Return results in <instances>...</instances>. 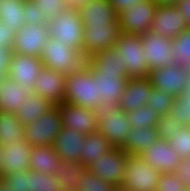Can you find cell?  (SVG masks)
I'll return each mask as SVG.
<instances>
[{
	"instance_id": "obj_8",
	"label": "cell",
	"mask_w": 190,
	"mask_h": 191,
	"mask_svg": "<svg viewBox=\"0 0 190 191\" xmlns=\"http://www.w3.org/2000/svg\"><path fill=\"white\" fill-rule=\"evenodd\" d=\"M157 4L153 0H141L118 13L122 33L143 35L150 32Z\"/></svg>"
},
{
	"instance_id": "obj_49",
	"label": "cell",
	"mask_w": 190,
	"mask_h": 191,
	"mask_svg": "<svg viewBox=\"0 0 190 191\" xmlns=\"http://www.w3.org/2000/svg\"><path fill=\"white\" fill-rule=\"evenodd\" d=\"M175 6L181 11L190 28V0H180Z\"/></svg>"
},
{
	"instance_id": "obj_42",
	"label": "cell",
	"mask_w": 190,
	"mask_h": 191,
	"mask_svg": "<svg viewBox=\"0 0 190 191\" xmlns=\"http://www.w3.org/2000/svg\"><path fill=\"white\" fill-rule=\"evenodd\" d=\"M10 190L13 191H30V171L17 172L14 175L2 176L1 178Z\"/></svg>"
},
{
	"instance_id": "obj_7",
	"label": "cell",
	"mask_w": 190,
	"mask_h": 191,
	"mask_svg": "<svg viewBox=\"0 0 190 191\" xmlns=\"http://www.w3.org/2000/svg\"><path fill=\"white\" fill-rule=\"evenodd\" d=\"M161 174L140 155H129L120 185L130 191H156Z\"/></svg>"
},
{
	"instance_id": "obj_26",
	"label": "cell",
	"mask_w": 190,
	"mask_h": 191,
	"mask_svg": "<svg viewBox=\"0 0 190 191\" xmlns=\"http://www.w3.org/2000/svg\"><path fill=\"white\" fill-rule=\"evenodd\" d=\"M85 166L81 162L59 160L54 176L61 191H74L78 183L85 179Z\"/></svg>"
},
{
	"instance_id": "obj_13",
	"label": "cell",
	"mask_w": 190,
	"mask_h": 191,
	"mask_svg": "<svg viewBox=\"0 0 190 191\" xmlns=\"http://www.w3.org/2000/svg\"><path fill=\"white\" fill-rule=\"evenodd\" d=\"M128 157L129 155L123 149L114 147L109 152L104 153L88 170L112 185H119L123 178Z\"/></svg>"
},
{
	"instance_id": "obj_41",
	"label": "cell",
	"mask_w": 190,
	"mask_h": 191,
	"mask_svg": "<svg viewBox=\"0 0 190 191\" xmlns=\"http://www.w3.org/2000/svg\"><path fill=\"white\" fill-rule=\"evenodd\" d=\"M184 183L174 173H163L157 184L156 191H189Z\"/></svg>"
},
{
	"instance_id": "obj_36",
	"label": "cell",
	"mask_w": 190,
	"mask_h": 191,
	"mask_svg": "<svg viewBox=\"0 0 190 191\" xmlns=\"http://www.w3.org/2000/svg\"><path fill=\"white\" fill-rule=\"evenodd\" d=\"M174 99L172 95L153 88L146 105L156 111L159 117H163L170 112Z\"/></svg>"
},
{
	"instance_id": "obj_28",
	"label": "cell",
	"mask_w": 190,
	"mask_h": 191,
	"mask_svg": "<svg viewBox=\"0 0 190 191\" xmlns=\"http://www.w3.org/2000/svg\"><path fill=\"white\" fill-rule=\"evenodd\" d=\"M114 147L109 141L97 130L86 134L83 141V153L80 154V162L89 168L96 162L104 153L109 152Z\"/></svg>"
},
{
	"instance_id": "obj_47",
	"label": "cell",
	"mask_w": 190,
	"mask_h": 191,
	"mask_svg": "<svg viewBox=\"0 0 190 191\" xmlns=\"http://www.w3.org/2000/svg\"><path fill=\"white\" fill-rule=\"evenodd\" d=\"M174 173L190 189V157L182 159Z\"/></svg>"
},
{
	"instance_id": "obj_31",
	"label": "cell",
	"mask_w": 190,
	"mask_h": 191,
	"mask_svg": "<svg viewBox=\"0 0 190 191\" xmlns=\"http://www.w3.org/2000/svg\"><path fill=\"white\" fill-rule=\"evenodd\" d=\"M25 139L24 126L15 113L0 111V145L8 146Z\"/></svg>"
},
{
	"instance_id": "obj_17",
	"label": "cell",
	"mask_w": 190,
	"mask_h": 191,
	"mask_svg": "<svg viewBox=\"0 0 190 191\" xmlns=\"http://www.w3.org/2000/svg\"><path fill=\"white\" fill-rule=\"evenodd\" d=\"M147 164L160 173L175 172L177 165L182 161L178 152L169 145V142L158 138L157 141L140 154Z\"/></svg>"
},
{
	"instance_id": "obj_10",
	"label": "cell",
	"mask_w": 190,
	"mask_h": 191,
	"mask_svg": "<svg viewBox=\"0 0 190 191\" xmlns=\"http://www.w3.org/2000/svg\"><path fill=\"white\" fill-rule=\"evenodd\" d=\"M149 78L153 88L177 98L190 82V67L180 64L159 67L150 71Z\"/></svg>"
},
{
	"instance_id": "obj_14",
	"label": "cell",
	"mask_w": 190,
	"mask_h": 191,
	"mask_svg": "<svg viewBox=\"0 0 190 191\" xmlns=\"http://www.w3.org/2000/svg\"><path fill=\"white\" fill-rule=\"evenodd\" d=\"M187 28L189 25L176 6L157 5L150 28L151 33L160 34L173 40Z\"/></svg>"
},
{
	"instance_id": "obj_23",
	"label": "cell",
	"mask_w": 190,
	"mask_h": 191,
	"mask_svg": "<svg viewBox=\"0 0 190 191\" xmlns=\"http://www.w3.org/2000/svg\"><path fill=\"white\" fill-rule=\"evenodd\" d=\"M77 11L82 23L118 22V13L110 0H88Z\"/></svg>"
},
{
	"instance_id": "obj_45",
	"label": "cell",
	"mask_w": 190,
	"mask_h": 191,
	"mask_svg": "<svg viewBox=\"0 0 190 191\" xmlns=\"http://www.w3.org/2000/svg\"><path fill=\"white\" fill-rule=\"evenodd\" d=\"M16 32L15 29L0 21V46L12 48Z\"/></svg>"
},
{
	"instance_id": "obj_51",
	"label": "cell",
	"mask_w": 190,
	"mask_h": 191,
	"mask_svg": "<svg viewBox=\"0 0 190 191\" xmlns=\"http://www.w3.org/2000/svg\"><path fill=\"white\" fill-rule=\"evenodd\" d=\"M157 5H173L175 6L180 0H153Z\"/></svg>"
},
{
	"instance_id": "obj_33",
	"label": "cell",
	"mask_w": 190,
	"mask_h": 191,
	"mask_svg": "<svg viewBox=\"0 0 190 191\" xmlns=\"http://www.w3.org/2000/svg\"><path fill=\"white\" fill-rule=\"evenodd\" d=\"M170 113L173 114V119L179 123L190 126V82L184 91L173 100Z\"/></svg>"
},
{
	"instance_id": "obj_22",
	"label": "cell",
	"mask_w": 190,
	"mask_h": 191,
	"mask_svg": "<svg viewBox=\"0 0 190 191\" xmlns=\"http://www.w3.org/2000/svg\"><path fill=\"white\" fill-rule=\"evenodd\" d=\"M85 137V134L62 127L53 144L56 154L62 160L80 162Z\"/></svg>"
},
{
	"instance_id": "obj_29",
	"label": "cell",
	"mask_w": 190,
	"mask_h": 191,
	"mask_svg": "<svg viewBox=\"0 0 190 191\" xmlns=\"http://www.w3.org/2000/svg\"><path fill=\"white\" fill-rule=\"evenodd\" d=\"M158 138L156 128L133 127L121 149L128 155H140L149 149Z\"/></svg>"
},
{
	"instance_id": "obj_9",
	"label": "cell",
	"mask_w": 190,
	"mask_h": 191,
	"mask_svg": "<svg viewBox=\"0 0 190 191\" xmlns=\"http://www.w3.org/2000/svg\"><path fill=\"white\" fill-rule=\"evenodd\" d=\"M83 56L87 59L95 53L113 48L121 33L119 22L83 23Z\"/></svg>"
},
{
	"instance_id": "obj_21",
	"label": "cell",
	"mask_w": 190,
	"mask_h": 191,
	"mask_svg": "<svg viewBox=\"0 0 190 191\" xmlns=\"http://www.w3.org/2000/svg\"><path fill=\"white\" fill-rule=\"evenodd\" d=\"M153 86L149 77L129 78L121 97L119 108L130 113L145 106L149 100V93Z\"/></svg>"
},
{
	"instance_id": "obj_40",
	"label": "cell",
	"mask_w": 190,
	"mask_h": 191,
	"mask_svg": "<svg viewBox=\"0 0 190 191\" xmlns=\"http://www.w3.org/2000/svg\"><path fill=\"white\" fill-rule=\"evenodd\" d=\"M184 125L173 119L172 113H167L163 117H160L157 125V135L159 138L168 141L173 137L175 131L182 129Z\"/></svg>"
},
{
	"instance_id": "obj_46",
	"label": "cell",
	"mask_w": 190,
	"mask_h": 191,
	"mask_svg": "<svg viewBox=\"0 0 190 191\" xmlns=\"http://www.w3.org/2000/svg\"><path fill=\"white\" fill-rule=\"evenodd\" d=\"M12 55V48L0 46V78L8 77L9 65L12 59Z\"/></svg>"
},
{
	"instance_id": "obj_43",
	"label": "cell",
	"mask_w": 190,
	"mask_h": 191,
	"mask_svg": "<svg viewBox=\"0 0 190 191\" xmlns=\"http://www.w3.org/2000/svg\"><path fill=\"white\" fill-rule=\"evenodd\" d=\"M39 4L40 10L44 12V16L47 20L55 17L58 13H62L66 10V0H33Z\"/></svg>"
},
{
	"instance_id": "obj_32",
	"label": "cell",
	"mask_w": 190,
	"mask_h": 191,
	"mask_svg": "<svg viewBox=\"0 0 190 191\" xmlns=\"http://www.w3.org/2000/svg\"><path fill=\"white\" fill-rule=\"evenodd\" d=\"M26 0H0V21L18 31L25 25Z\"/></svg>"
},
{
	"instance_id": "obj_53",
	"label": "cell",
	"mask_w": 190,
	"mask_h": 191,
	"mask_svg": "<svg viewBox=\"0 0 190 191\" xmlns=\"http://www.w3.org/2000/svg\"><path fill=\"white\" fill-rule=\"evenodd\" d=\"M0 191H13V190H10V187H8L7 184L2 179H0Z\"/></svg>"
},
{
	"instance_id": "obj_12",
	"label": "cell",
	"mask_w": 190,
	"mask_h": 191,
	"mask_svg": "<svg viewBox=\"0 0 190 191\" xmlns=\"http://www.w3.org/2000/svg\"><path fill=\"white\" fill-rule=\"evenodd\" d=\"M141 38L144 48L142 54L150 70L177 64L173 55L172 39L151 32L141 35Z\"/></svg>"
},
{
	"instance_id": "obj_3",
	"label": "cell",
	"mask_w": 190,
	"mask_h": 191,
	"mask_svg": "<svg viewBox=\"0 0 190 191\" xmlns=\"http://www.w3.org/2000/svg\"><path fill=\"white\" fill-rule=\"evenodd\" d=\"M47 24L50 38L61 40L83 55L84 26L76 8H67Z\"/></svg>"
},
{
	"instance_id": "obj_37",
	"label": "cell",
	"mask_w": 190,
	"mask_h": 191,
	"mask_svg": "<svg viewBox=\"0 0 190 191\" xmlns=\"http://www.w3.org/2000/svg\"><path fill=\"white\" fill-rule=\"evenodd\" d=\"M30 191H61L54 175L30 170Z\"/></svg>"
},
{
	"instance_id": "obj_20",
	"label": "cell",
	"mask_w": 190,
	"mask_h": 191,
	"mask_svg": "<svg viewBox=\"0 0 190 191\" xmlns=\"http://www.w3.org/2000/svg\"><path fill=\"white\" fill-rule=\"evenodd\" d=\"M98 82L99 94L102 98V107H119L121 97L128 82L126 74L102 73L91 70Z\"/></svg>"
},
{
	"instance_id": "obj_48",
	"label": "cell",
	"mask_w": 190,
	"mask_h": 191,
	"mask_svg": "<svg viewBox=\"0 0 190 191\" xmlns=\"http://www.w3.org/2000/svg\"><path fill=\"white\" fill-rule=\"evenodd\" d=\"M141 0H110V3L114 7L117 13H120L122 10L130 7L131 5L139 2Z\"/></svg>"
},
{
	"instance_id": "obj_39",
	"label": "cell",
	"mask_w": 190,
	"mask_h": 191,
	"mask_svg": "<svg viewBox=\"0 0 190 191\" xmlns=\"http://www.w3.org/2000/svg\"><path fill=\"white\" fill-rule=\"evenodd\" d=\"M113 185L85 168V179L78 183L74 191H111Z\"/></svg>"
},
{
	"instance_id": "obj_35",
	"label": "cell",
	"mask_w": 190,
	"mask_h": 191,
	"mask_svg": "<svg viewBox=\"0 0 190 191\" xmlns=\"http://www.w3.org/2000/svg\"><path fill=\"white\" fill-rule=\"evenodd\" d=\"M172 50L177 64L190 67V28L172 40Z\"/></svg>"
},
{
	"instance_id": "obj_38",
	"label": "cell",
	"mask_w": 190,
	"mask_h": 191,
	"mask_svg": "<svg viewBox=\"0 0 190 191\" xmlns=\"http://www.w3.org/2000/svg\"><path fill=\"white\" fill-rule=\"evenodd\" d=\"M169 145L173 147L182 159L190 157V126H184L175 131L173 137L168 140Z\"/></svg>"
},
{
	"instance_id": "obj_25",
	"label": "cell",
	"mask_w": 190,
	"mask_h": 191,
	"mask_svg": "<svg viewBox=\"0 0 190 191\" xmlns=\"http://www.w3.org/2000/svg\"><path fill=\"white\" fill-rule=\"evenodd\" d=\"M85 64L91 70H99L102 73L126 74L125 63L114 47L89 56Z\"/></svg>"
},
{
	"instance_id": "obj_11",
	"label": "cell",
	"mask_w": 190,
	"mask_h": 191,
	"mask_svg": "<svg viewBox=\"0 0 190 191\" xmlns=\"http://www.w3.org/2000/svg\"><path fill=\"white\" fill-rule=\"evenodd\" d=\"M49 38L47 23L25 24L16 32L12 50L26 56L40 57Z\"/></svg>"
},
{
	"instance_id": "obj_16",
	"label": "cell",
	"mask_w": 190,
	"mask_h": 191,
	"mask_svg": "<svg viewBox=\"0 0 190 191\" xmlns=\"http://www.w3.org/2000/svg\"><path fill=\"white\" fill-rule=\"evenodd\" d=\"M44 65L40 57L26 56L13 52L8 77L24 89H33Z\"/></svg>"
},
{
	"instance_id": "obj_18",
	"label": "cell",
	"mask_w": 190,
	"mask_h": 191,
	"mask_svg": "<svg viewBox=\"0 0 190 191\" xmlns=\"http://www.w3.org/2000/svg\"><path fill=\"white\" fill-rule=\"evenodd\" d=\"M32 147L26 139L20 142L2 146V176L14 175L19 172L30 171V157Z\"/></svg>"
},
{
	"instance_id": "obj_54",
	"label": "cell",
	"mask_w": 190,
	"mask_h": 191,
	"mask_svg": "<svg viewBox=\"0 0 190 191\" xmlns=\"http://www.w3.org/2000/svg\"><path fill=\"white\" fill-rule=\"evenodd\" d=\"M2 146L0 145V179L2 178V169H1V165H2Z\"/></svg>"
},
{
	"instance_id": "obj_50",
	"label": "cell",
	"mask_w": 190,
	"mask_h": 191,
	"mask_svg": "<svg viewBox=\"0 0 190 191\" xmlns=\"http://www.w3.org/2000/svg\"><path fill=\"white\" fill-rule=\"evenodd\" d=\"M88 0H66V4L68 8H78L82 4L86 3Z\"/></svg>"
},
{
	"instance_id": "obj_24",
	"label": "cell",
	"mask_w": 190,
	"mask_h": 191,
	"mask_svg": "<svg viewBox=\"0 0 190 191\" xmlns=\"http://www.w3.org/2000/svg\"><path fill=\"white\" fill-rule=\"evenodd\" d=\"M33 89H24L9 77L0 78V111L14 113Z\"/></svg>"
},
{
	"instance_id": "obj_52",
	"label": "cell",
	"mask_w": 190,
	"mask_h": 191,
	"mask_svg": "<svg viewBox=\"0 0 190 191\" xmlns=\"http://www.w3.org/2000/svg\"><path fill=\"white\" fill-rule=\"evenodd\" d=\"M111 191H130L126 186L122 185H113Z\"/></svg>"
},
{
	"instance_id": "obj_15",
	"label": "cell",
	"mask_w": 190,
	"mask_h": 191,
	"mask_svg": "<svg viewBox=\"0 0 190 191\" xmlns=\"http://www.w3.org/2000/svg\"><path fill=\"white\" fill-rule=\"evenodd\" d=\"M58 106L62 127L71 128L85 135L98 130L97 111L75 106L67 102L58 104Z\"/></svg>"
},
{
	"instance_id": "obj_1",
	"label": "cell",
	"mask_w": 190,
	"mask_h": 191,
	"mask_svg": "<svg viewBox=\"0 0 190 191\" xmlns=\"http://www.w3.org/2000/svg\"><path fill=\"white\" fill-rule=\"evenodd\" d=\"M64 102L95 111L102 108L98 82L86 64L79 70L66 75Z\"/></svg>"
},
{
	"instance_id": "obj_44",
	"label": "cell",
	"mask_w": 190,
	"mask_h": 191,
	"mask_svg": "<svg viewBox=\"0 0 190 191\" xmlns=\"http://www.w3.org/2000/svg\"><path fill=\"white\" fill-rule=\"evenodd\" d=\"M39 8V4L33 0H26L24 7L25 24L34 25L37 23H47L48 20L44 16V12Z\"/></svg>"
},
{
	"instance_id": "obj_6",
	"label": "cell",
	"mask_w": 190,
	"mask_h": 191,
	"mask_svg": "<svg viewBox=\"0 0 190 191\" xmlns=\"http://www.w3.org/2000/svg\"><path fill=\"white\" fill-rule=\"evenodd\" d=\"M62 128L59 106L54 105L31 124L24 126V137L32 148L51 146Z\"/></svg>"
},
{
	"instance_id": "obj_5",
	"label": "cell",
	"mask_w": 190,
	"mask_h": 191,
	"mask_svg": "<svg viewBox=\"0 0 190 191\" xmlns=\"http://www.w3.org/2000/svg\"><path fill=\"white\" fill-rule=\"evenodd\" d=\"M97 115L98 131L113 147L121 148L133 128L128 113L119 107H102Z\"/></svg>"
},
{
	"instance_id": "obj_2",
	"label": "cell",
	"mask_w": 190,
	"mask_h": 191,
	"mask_svg": "<svg viewBox=\"0 0 190 191\" xmlns=\"http://www.w3.org/2000/svg\"><path fill=\"white\" fill-rule=\"evenodd\" d=\"M45 68L68 75L79 70L86 58L61 40L49 38L40 56Z\"/></svg>"
},
{
	"instance_id": "obj_27",
	"label": "cell",
	"mask_w": 190,
	"mask_h": 191,
	"mask_svg": "<svg viewBox=\"0 0 190 191\" xmlns=\"http://www.w3.org/2000/svg\"><path fill=\"white\" fill-rule=\"evenodd\" d=\"M24 101L14 112L23 126L33 123L38 117L54 106L49 100L34 92L26 96Z\"/></svg>"
},
{
	"instance_id": "obj_30",
	"label": "cell",
	"mask_w": 190,
	"mask_h": 191,
	"mask_svg": "<svg viewBox=\"0 0 190 191\" xmlns=\"http://www.w3.org/2000/svg\"><path fill=\"white\" fill-rule=\"evenodd\" d=\"M59 160L53 145L34 147L32 148L29 167L33 172L54 175L58 169Z\"/></svg>"
},
{
	"instance_id": "obj_34",
	"label": "cell",
	"mask_w": 190,
	"mask_h": 191,
	"mask_svg": "<svg viewBox=\"0 0 190 191\" xmlns=\"http://www.w3.org/2000/svg\"><path fill=\"white\" fill-rule=\"evenodd\" d=\"M129 121L132 127H142L143 129L156 128L160 119L156 111L145 105L128 113Z\"/></svg>"
},
{
	"instance_id": "obj_19",
	"label": "cell",
	"mask_w": 190,
	"mask_h": 191,
	"mask_svg": "<svg viewBox=\"0 0 190 191\" xmlns=\"http://www.w3.org/2000/svg\"><path fill=\"white\" fill-rule=\"evenodd\" d=\"M66 75L43 67L33 86V92L58 105L64 102Z\"/></svg>"
},
{
	"instance_id": "obj_4",
	"label": "cell",
	"mask_w": 190,
	"mask_h": 191,
	"mask_svg": "<svg viewBox=\"0 0 190 191\" xmlns=\"http://www.w3.org/2000/svg\"><path fill=\"white\" fill-rule=\"evenodd\" d=\"M114 48L125 63L128 78L149 77L151 70L142 54L144 48L141 36L121 32Z\"/></svg>"
}]
</instances>
